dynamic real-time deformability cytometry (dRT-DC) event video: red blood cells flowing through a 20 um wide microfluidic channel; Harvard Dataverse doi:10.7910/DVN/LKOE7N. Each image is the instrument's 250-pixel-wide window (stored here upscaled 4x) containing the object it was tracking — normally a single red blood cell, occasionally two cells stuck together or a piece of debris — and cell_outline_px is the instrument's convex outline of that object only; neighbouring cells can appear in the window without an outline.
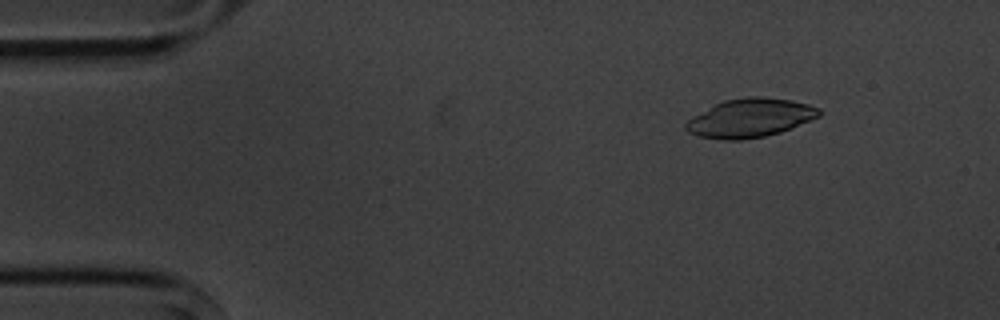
{"species": "common noctule bat (a hibernating species)", "species_latin": "Nyctalus noctula", "temperature_condition": "cold", "stored_images_in_passage": 9, "camera_frame_rate_fps": 3000, "um_per_image_px": 0.085, "animal": {"sex": "male", "body_mass_g": 20.1, "forearm_length_mm": 53.5}, "frame": {"image": 1, "passage_image": 2, "time_ms": 1.333, "image_size_px": [1000, 320], "cell_outline_px": [[820, 116], [792, 128], [780, 132], [764, 136], [740, 140], [724, 140], [700, 136], [688, 132], [684, 128], [684, 124], [692, 116], [724, 100], [748, 96], [764, 96], [792, 100], [808, 104], [820, 108]], "centroid_in_image_um": [63.76, 10.02], "position_along_channel_um": 21.2, "area_um2": 30.06}}